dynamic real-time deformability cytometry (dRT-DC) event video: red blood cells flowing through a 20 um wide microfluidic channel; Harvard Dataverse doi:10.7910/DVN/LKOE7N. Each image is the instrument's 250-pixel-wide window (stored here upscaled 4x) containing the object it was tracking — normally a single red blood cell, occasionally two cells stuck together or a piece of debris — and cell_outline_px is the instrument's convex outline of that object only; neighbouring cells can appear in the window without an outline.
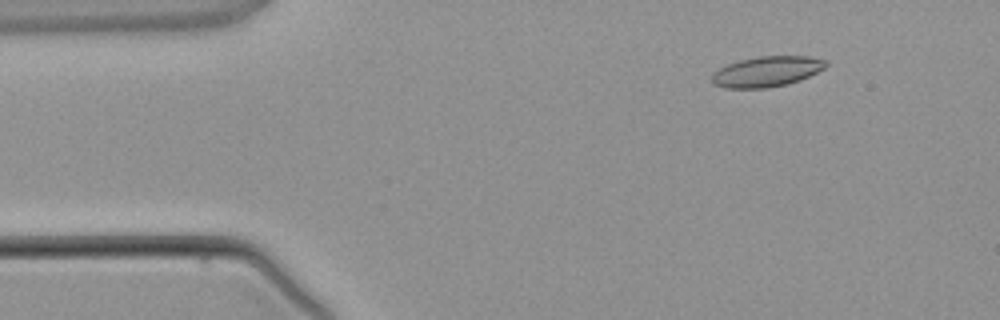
{"species": "common noctule bat (a hibernating species)", "species_latin": "Nyctalus noctula", "temperature_condition": "warm", "stored_images_in_passage": 4, "camera_frame_rate_fps": 3000, "um_per_image_px": 0.085, "animal": {"sex": "male", "body_mass_g": 21.5, "forearm_length_mm": 52.0}, "frame": {"image": 1, "passage_image": 2, "time_ms": 1.0, "image_size_px": [1000, 320], "cell_outline_px": [[828, 64], [824, 68], [800, 80], [788, 84], [768, 88], [724, 88], [716, 84], [712, 80], [712, 76], [720, 68], [728, 64], [740, 60], [760, 56], [808, 56], [828, 60]], "centroid_in_image_um": [65.22, 6.08], "position_along_channel_um": 19.8, "area_um2": 20.06}}